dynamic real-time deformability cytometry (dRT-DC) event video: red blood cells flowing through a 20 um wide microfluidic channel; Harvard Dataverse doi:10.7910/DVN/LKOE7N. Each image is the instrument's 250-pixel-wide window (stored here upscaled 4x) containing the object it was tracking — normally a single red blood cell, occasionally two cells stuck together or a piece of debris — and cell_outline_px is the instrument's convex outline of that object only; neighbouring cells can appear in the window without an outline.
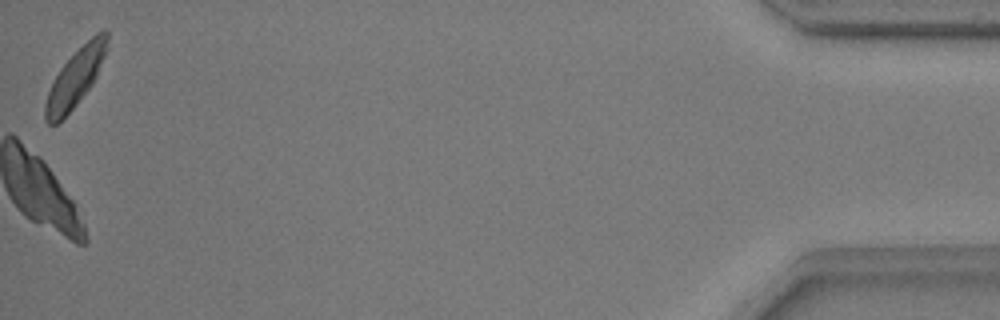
{"species": "common noctule bat (a hibernating species)", "species_latin": "Nyctalus noctula", "temperature_condition": "warm", "stored_images_in_passage": 54, "camera_frame_rate_fps": 3000, "um_per_image_px": 0.085, "animal": {"sex": "male", "body_mass_g": 17.9, "forearm_length_mm": 54.2}, "frame": {"image": 1, "passage_image": 54, "time_ms": 17.667, "image_size_px": [1000, 320], "cell_outline_px": [[108, 48], [96, 76], [92, 84], [76, 104], [56, 124], [48, 124], [44, 120], [44, 104], [48, 92], [60, 68], [96, 32], [104, 28], [108, 32]], "centroid_in_image_um": [6.42, 6.6], "position_along_channel_um": 428.8, "area_um2": 20.35}}